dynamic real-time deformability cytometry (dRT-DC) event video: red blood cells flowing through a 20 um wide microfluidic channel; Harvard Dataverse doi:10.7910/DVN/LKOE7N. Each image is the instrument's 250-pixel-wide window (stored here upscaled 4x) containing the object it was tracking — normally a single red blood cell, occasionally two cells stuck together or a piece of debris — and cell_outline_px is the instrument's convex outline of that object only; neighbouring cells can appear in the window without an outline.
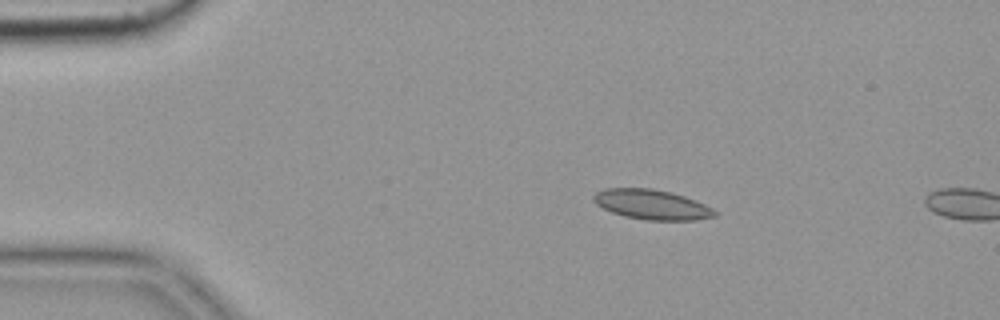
{"species": "common noctule bat (a hibernating species)", "species_latin": "Nyctalus noctula", "temperature_condition": "cold", "stored_images_in_passage": 3, "camera_frame_rate_fps": 3000, "um_per_image_px": 0.085, "animal": {"sex": "female", "body_mass_g": 19.9}, "frame": {"image": 1, "passage_image": 1, "time_ms": 0.0, "image_size_px": [1000, 320], "cell_outline_px": [[716, 216], [696, 220], [648, 220], [624, 216], [612, 212], [596, 204], [592, 200], [592, 196], [596, 192], [604, 188], [652, 188], [684, 196], [704, 204], [712, 208], [716, 212]], "centroid_in_image_um": [55.37, 17.38], "position_along_channel_um": 29.6, "area_um2": 20.98}}